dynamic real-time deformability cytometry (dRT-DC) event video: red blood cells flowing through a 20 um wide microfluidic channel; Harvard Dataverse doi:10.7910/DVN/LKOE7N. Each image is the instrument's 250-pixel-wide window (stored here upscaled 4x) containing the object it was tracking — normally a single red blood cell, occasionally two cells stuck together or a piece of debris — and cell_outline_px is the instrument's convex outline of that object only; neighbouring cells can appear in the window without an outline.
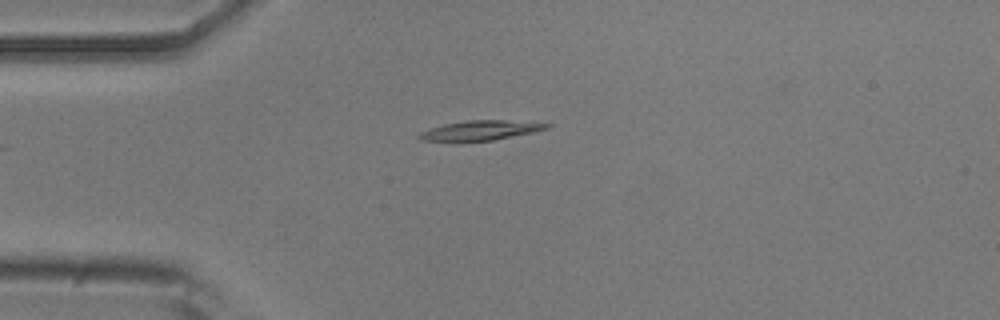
{"species": "common noctule bat (a hibernating species)", "species_latin": "Nyctalus noctula", "temperature_condition": "room temperature", "stored_images_in_passage": 43, "camera_frame_rate_fps": 3000, "um_per_image_px": 0.085, "animal": {"sex": "male", "body_mass_g": 20.5, "forearm_length_mm": 52.5}, "frame": {"image": 1, "passage_image": 3, "time_ms": 0.667, "image_size_px": [1000, 320], "cell_outline_px": [[552, 124], [548, 128], [532, 132], [492, 140], [460, 144], [456, 144], [420, 140], [416, 136], [420, 132], [444, 124], [468, 120], [504, 120]], "centroid_in_image_um": [40.68, 11.13], "position_along_channel_um": 44.3, "area_um2": 15.14}}
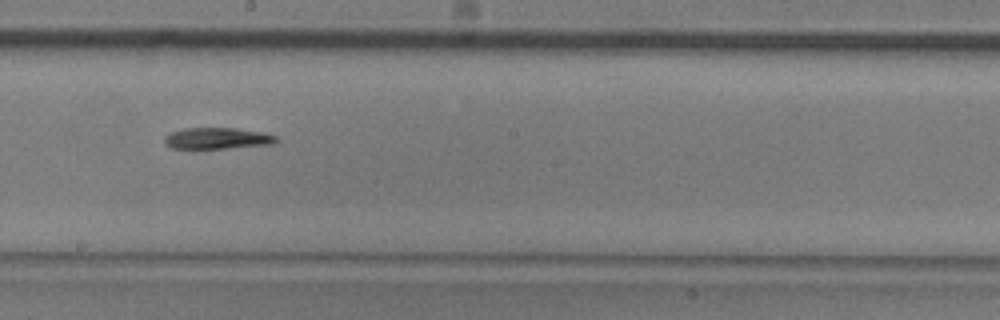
{"frame": {"image": 2, "passage_image": 19, "time_ms": 6.0, "image_size_px": [1000, 320], "cell_outline_px": [[280, 140], [272, 144], [224, 148], [172, 148], [164, 140], [164, 136], [172, 132], [184, 128], [236, 128], [260, 132], [276, 136]], "centroid_in_image_um": [18.48, 11.75], "position_along_channel_um": 229.7, "area_um2": 13.64}}
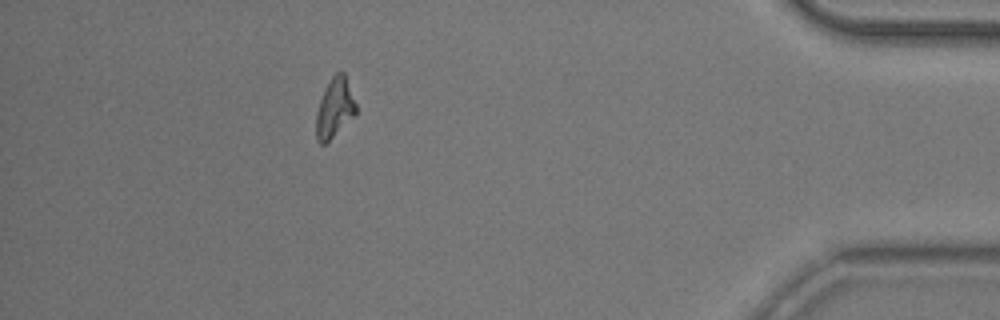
{"frame": {"image": 3, "passage_image": 37, "time_ms": 12.0, "image_size_px": [1000, 320], "cell_outline_px": [[356, 116], [324, 144], [320, 144], [316, 140], [316, 112], [320, 100], [332, 76], [336, 72], [344, 72], [356, 104]], "centroid_in_image_um": [28.45, 9.21], "position_along_channel_um": 406.7, "area_um2": 13.7}, "authors_computed_cell_mechanics": {"area_um2": 14.2188, "velocity_mm_per_s": 3.8098, "shape_relaxation_time_tau1_ms": 7.232, "shape_relaxation_time_tau2_ms": null, "deformation_change_tau1": 0.191, "deformation_change_tau2": null}}